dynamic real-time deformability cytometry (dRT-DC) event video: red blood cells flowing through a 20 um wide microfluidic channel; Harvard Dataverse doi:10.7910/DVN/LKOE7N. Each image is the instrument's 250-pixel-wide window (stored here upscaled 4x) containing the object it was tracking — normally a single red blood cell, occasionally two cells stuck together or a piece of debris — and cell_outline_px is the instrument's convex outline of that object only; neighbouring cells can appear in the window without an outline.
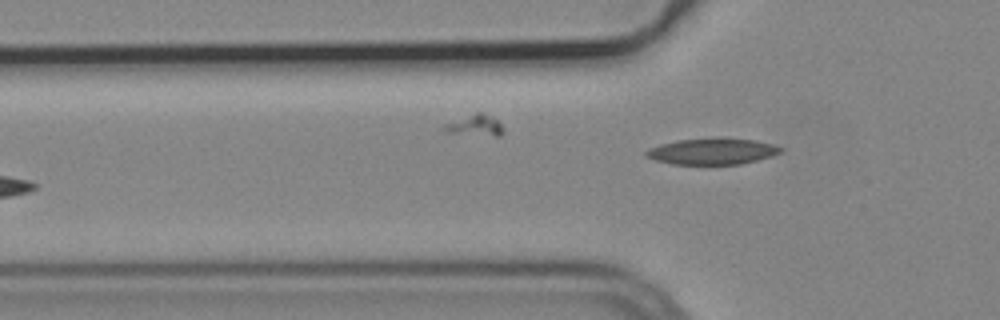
{"species": "common noctule bat (a hibernating species)", "species_latin": "Nyctalus noctula", "temperature_condition": "cold", "stored_images_in_passage": 4, "camera_frame_rate_fps": 3000, "um_per_image_px": 0.085, "animal": {"sex": "male", "body_mass_g": 19.2, "forearm_length_mm": 51.8}, "frame": {"image": 1, "passage_image": 4, "time_ms": 1.0, "image_size_px": [1000, 320], "cell_outline_px": [[784, 148], [780, 152], [772, 156], [740, 164], [672, 164], [656, 160], [644, 156], [644, 152], [648, 148], [660, 144], [676, 140], [756, 140], [772, 144]], "centroid_in_image_um": [60.5, 12.9], "position_along_channel_um": 65.3, "area_um2": 19.83}}